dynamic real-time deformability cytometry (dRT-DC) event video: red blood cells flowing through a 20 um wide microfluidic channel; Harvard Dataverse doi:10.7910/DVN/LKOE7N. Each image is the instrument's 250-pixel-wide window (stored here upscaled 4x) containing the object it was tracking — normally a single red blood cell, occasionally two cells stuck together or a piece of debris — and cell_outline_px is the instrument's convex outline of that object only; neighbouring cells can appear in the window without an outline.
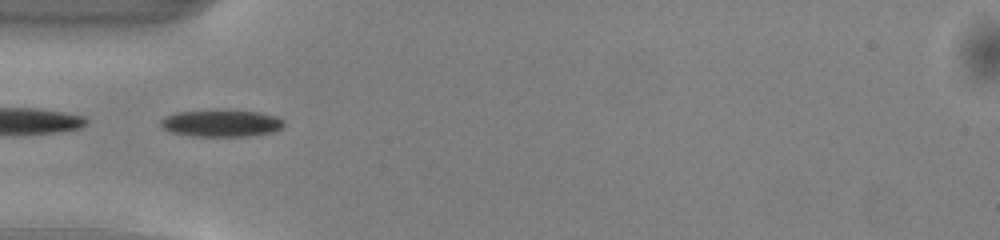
{"species": "common noctule bat (a hibernating species)", "species_latin": "Nyctalus noctula", "temperature_condition": "warm", "stored_images_in_passage": 32, "camera_frame_rate_fps": 3000, "um_per_image_px": 0.085, "animal": {"sex": "male", "body_mass_g": 13.0, "forearm_length_mm": 53.1}, "frame": {"image": 1, "passage_image": 1, "time_ms": 0.0, "image_size_px": [1000, 240], "cell_outline_px": [[284, 124], [280, 128], [272, 132], [248, 136], [192, 136], [172, 132], [164, 128], [160, 124], [160, 120], [164, 116], [176, 112], [224, 108], [228, 108], [260, 112], [276, 116], [284, 120]], "centroid_in_image_um": [18.8, 10.43], "position_along_channel_um": 66.2, "area_um2": 19.94}}
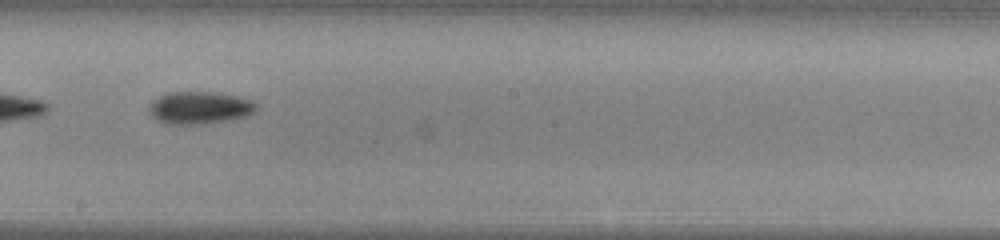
{"frame": {"image": 2, "passage_image": 13, "time_ms": 4.0, "image_size_px": [1000, 240], "cell_outline_px": [[260, 104], [252, 112], [244, 116], [232, 120], [204, 124], [168, 124], [156, 120], [148, 112], [148, 108], [152, 100], [168, 92], [216, 92], [240, 96], [252, 100]], "centroid_in_image_um": [16.97, 9.15], "position_along_channel_um": 231.2, "area_um2": 20.58}}
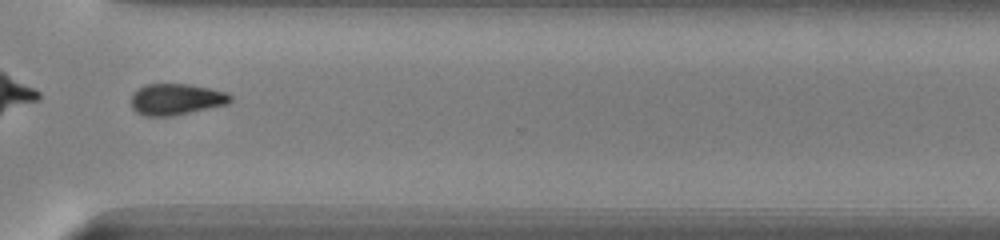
{"frame": {"image": 3, "passage_image": 22, "time_ms": 7.0, "image_size_px": [1000, 240], "cell_outline_px": [[232, 100], [228, 104], [172, 116], [144, 116], [136, 112], [132, 108], [132, 92], [144, 84], [188, 84], [228, 92], [232, 96]], "centroid_in_image_um": [14.97, 8.44], "position_along_channel_um": 355.6, "area_um2": 18.21}, "authors_computed_cell_mechanics": {"area_um2": 19.5942, "velocity_mm_per_s": 4.1412, "shape_relaxation_time_tau1_ms": 2.3122, "shape_relaxation_time_tau2_ms": null, "deformation_change_tau1": 0.113, "deformation_change_tau2": null}}